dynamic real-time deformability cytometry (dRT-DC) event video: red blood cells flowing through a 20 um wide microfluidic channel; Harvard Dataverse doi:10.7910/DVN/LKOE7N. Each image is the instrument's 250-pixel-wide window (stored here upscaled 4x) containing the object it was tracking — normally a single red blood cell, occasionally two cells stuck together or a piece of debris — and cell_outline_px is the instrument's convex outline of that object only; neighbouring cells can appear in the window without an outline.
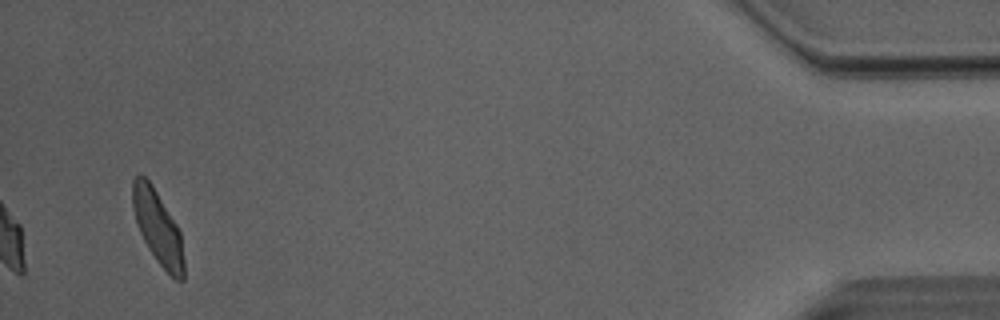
{"species": "Egyptian fruit bat (a non-hibernating species)", "species_latin": "Rousettus aegyptiacus", "temperature_condition": "room temperature", "stored_images_in_passage": 37, "camera_frame_rate_fps": 3000, "um_per_image_px": 0.085, "animal": {"sex": "male"}, "frame": {"image": 1, "passage_image": 37, "time_ms": 12.0, "image_size_px": [1000, 320], "cell_outline_px": [[184, 280], [176, 280], [156, 260], [148, 248], [140, 232], [132, 208], [132, 180], [140, 172], [152, 184], [176, 224], [180, 232], [184, 260]], "centroid_in_image_um": [13.4, 19.31], "position_along_channel_um": 421.8, "area_um2": 21.79}, "authors_computed_cell_mechanics": {"area_um2": 19.8254, "velocity_mm_per_s": 4.0205, "shape_relaxation_time_tau1_ms": 5.7367, "shape_relaxation_time_tau2_ms": 1.3215, "deformation_change_tau1": 0.1405, "deformation_change_tau2": 0.067}}